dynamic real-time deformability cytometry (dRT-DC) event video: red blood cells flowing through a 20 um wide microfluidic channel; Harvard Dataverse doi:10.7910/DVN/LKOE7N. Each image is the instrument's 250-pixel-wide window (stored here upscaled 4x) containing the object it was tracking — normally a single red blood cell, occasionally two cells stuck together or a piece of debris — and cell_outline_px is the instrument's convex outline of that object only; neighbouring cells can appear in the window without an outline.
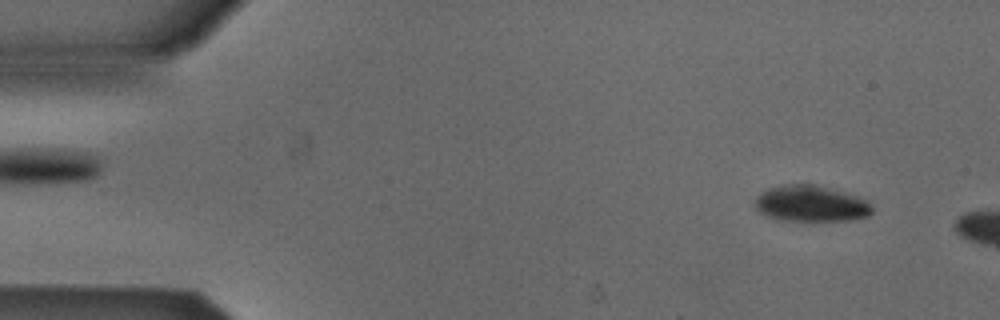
{"species": "Egyptian fruit bat (a non-hibernating species)", "species_latin": "Rousettus aegyptiacus", "temperature_condition": "cold", "stored_images_in_passage": 8, "camera_frame_rate_fps": 3000, "um_per_image_px": 0.085, "animal": {"sex": "male"}, "frame": {"image": 1, "passage_image": 4, "time_ms": 1.0, "image_size_px": [1000, 320], "cell_outline_px": [[872, 212], [868, 216], [852, 220], [784, 220], [768, 216], [760, 212], [752, 204], [756, 196], [760, 192], [768, 188], [788, 184], [812, 184], [828, 188], [856, 196], [868, 200], [872, 204]], "centroid_in_image_um": [68.91, 17.3], "position_along_channel_um": 16.1, "area_um2": 24.57}}